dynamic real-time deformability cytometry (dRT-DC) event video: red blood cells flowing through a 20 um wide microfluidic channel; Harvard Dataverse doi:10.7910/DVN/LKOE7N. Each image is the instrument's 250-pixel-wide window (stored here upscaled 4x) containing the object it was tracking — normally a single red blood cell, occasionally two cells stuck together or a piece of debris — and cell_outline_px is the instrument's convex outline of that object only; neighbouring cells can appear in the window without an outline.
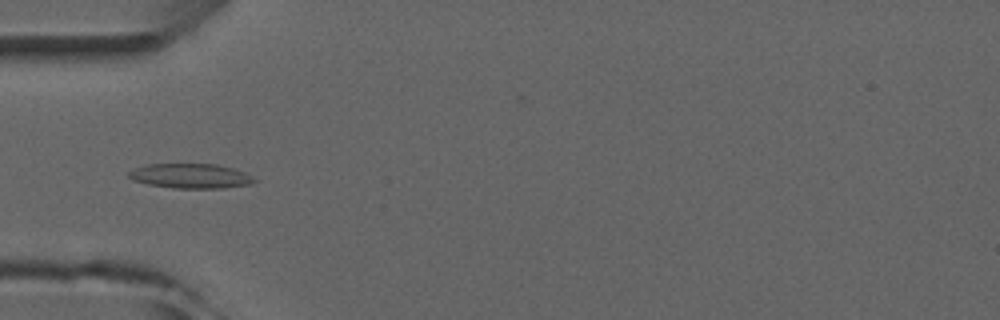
{"species": "common noctule bat (a hibernating species)", "species_latin": "Nyctalus noctula", "temperature_condition": "room temperature", "stored_images_in_passage": 4, "camera_frame_rate_fps": 3000, "um_per_image_px": 0.085, "animal": {"sex": "male", "forearm_length_mm": 52.5}, "frame": {"image": 1, "passage_image": 3, "time_ms": 3.333, "image_size_px": [1000, 320], "cell_outline_px": [[256, 180], [252, 184], [224, 188], [172, 188], [148, 184], [132, 180], [128, 176], [128, 172], [136, 168], [148, 164], [216, 164], [232, 168], [244, 172], [252, 176]], "centroid_in_image_um": [16.21, 14.96], "position_along_channel_um": 68.8, "area_um2": 18.03}}
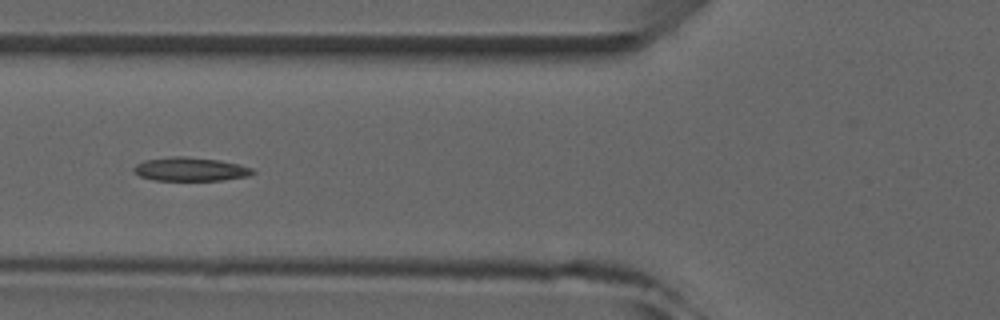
{"frame": {"image": 2, "passage_image": 4, "time_ms": 4.333, "image_size_px": [1000, 320], "cell_outline_px": [[256, 172], [248, 176], [224, 180], [152, 180], [140, 176], [132, 172], [132, 168], [136, 164], [144, 160], [168, 156], [184, 156], [220, 160], [240, 164], [252, 168]], "centroid_in_image_um": [16.15, 14.37], "position_along_channel_um": 109.6, "area_um2": 16.65}}